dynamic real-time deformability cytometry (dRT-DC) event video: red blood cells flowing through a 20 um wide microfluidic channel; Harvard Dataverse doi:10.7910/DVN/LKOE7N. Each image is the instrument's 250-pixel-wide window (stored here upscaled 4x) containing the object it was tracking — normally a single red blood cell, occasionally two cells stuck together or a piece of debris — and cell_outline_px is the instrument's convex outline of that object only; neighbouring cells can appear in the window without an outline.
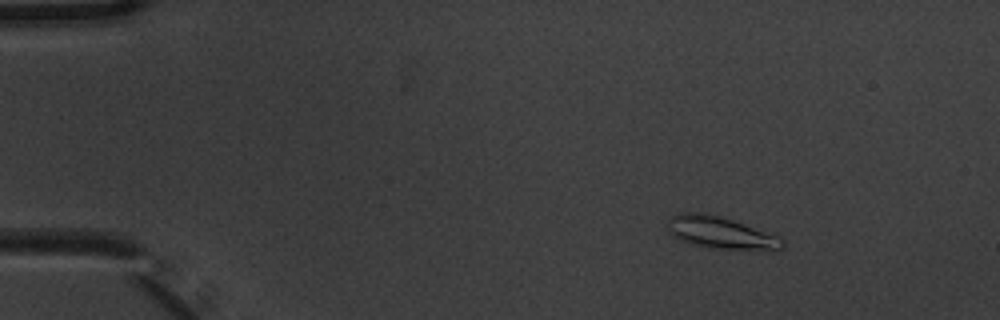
{"species": "common noctule bat (a hibernating species)", "species_latin": "Nyctalus noctula", "temperature_condition": "warm", "stored_images_in_passage": 7, "camera_frame_rate_fps": 3000, "um_per_image_px": 0.085, "animal": {"sex": "male", "body_mass_g": 20.1, "forearm_length_mm": 53.5}, "frame": {"image": 1, "passage_image": 1, "time_ms": 0.0, "image_size_px": [1000, 320], "cell_outline_px": [[784, 248], [708, 248], [692, 244], [680, 240], [672, 236], [668, 228], [668, 216], [680, 212], [704, 212], [720, 216], [732, 220], [776, 236], [784, 240]], "centroid_in_image_um": [61.11, 19.74], "position_along_channel_um": 23.9, "area_um2": 20.87}}
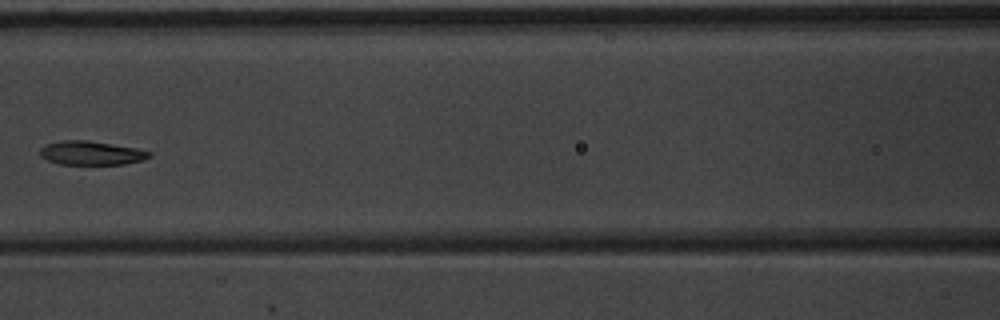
{"frame": {"image": 2, "passage_image": 6, "time_ms": 1.667, "image_size_px": [1000, 320], "cell_outline_px": [[152, 156], [144, 160], [124, 164], [60, 164], [48, 160], [40, 156], [40, 148], [44, 144], [60, 140], [88, 140], [136, 148], [152, 152]], "centroid_in_image_um": [7.75, 13.0], "position_along_channel_um": 158.8, "area_um2": 15.32}}
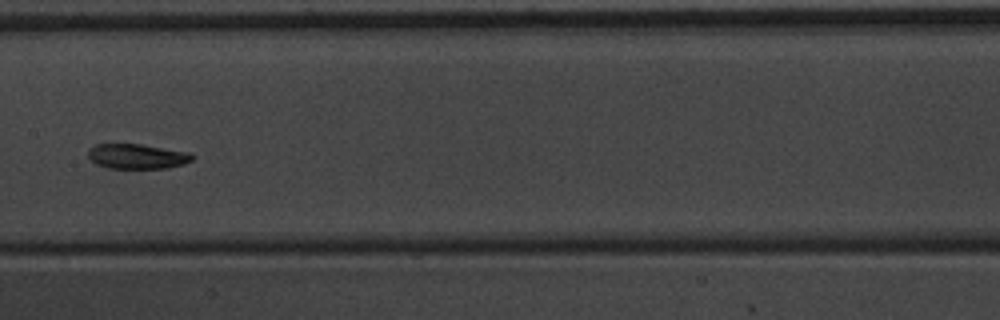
{"frame": {"image": 3, "passage_image": 7, "time_ms": 2.0, "image_size_px": [1000, 320], "cell_outline_px": [[196, 156], [192, 160], [184, 164], [168, 168], [108, 168], [96, 164], [88, 156], [88, 148], [96, 144], [140, 144], [188, 152]], "centroid_in_image_um": [11.66, 13.29], "position_along_channel_um": 195.7, "area_um2": 15.14}}